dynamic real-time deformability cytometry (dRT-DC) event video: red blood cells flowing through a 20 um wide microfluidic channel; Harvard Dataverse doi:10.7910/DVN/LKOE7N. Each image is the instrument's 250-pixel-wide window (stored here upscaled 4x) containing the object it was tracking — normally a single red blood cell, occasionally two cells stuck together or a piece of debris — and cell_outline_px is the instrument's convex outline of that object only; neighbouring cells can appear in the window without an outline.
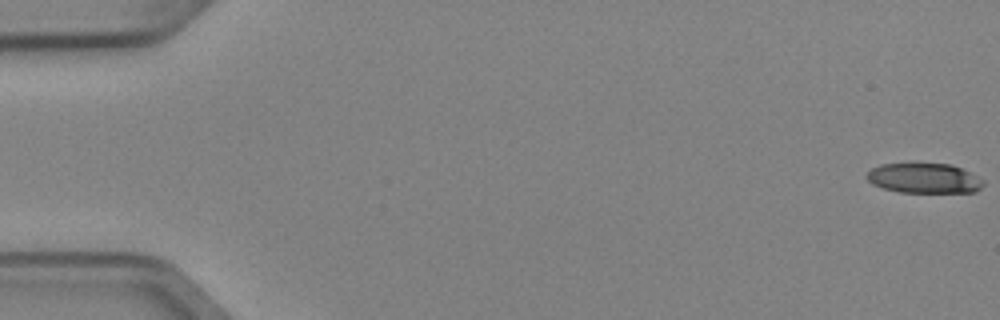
{"species": "Egyptian fruit bat (a non-hibernating species)", "species_latin": "Rousettus aegyptiacus", "temperature_condition": "cold", "stored_images_in_passage": 6, "camera_frame_rate_fps": 3000, "um_per_image_px": 0.085, "animal": {"sex": "female"}, "frame": {"image": 1, "passage_image": 1, "time_ms": 0.0, "image_size_px": [1000, 320], "cell_outline_px": [[984, 184], [976, 192], [900, 192], [884, 188], [872, 184], [864, 176], [872, 168], [880, 164], [952, 164], [984, 180]], "centroid_in_image_um": [78.54, 15.15], "position_along_channel_um": 6.5, "area_um2": 20.17}}
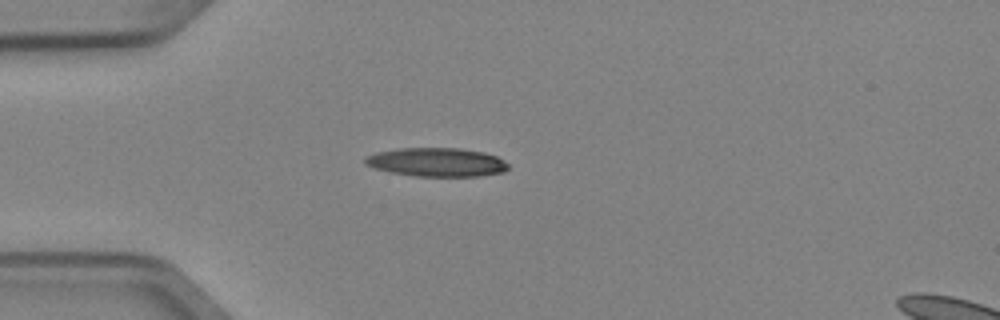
{"frame": {"image": 2, "passage_image": 5, "time_ms": 1.333, "image_size_px": [1000, 320], "cell_outline_px": [[508, 168], [504, 172], [480, 176], [416, 176], [388, 172], [372, 168], [364, 164], [364, 156], [376, 152], [400, 148], [460, 148], [484, 152], [496, 156], [504, 160], [508, 164]], "centroid_in_image_um": [37.08, 13.78], "position_along_channel_um": 47.9, "area_um2": 24.22}}